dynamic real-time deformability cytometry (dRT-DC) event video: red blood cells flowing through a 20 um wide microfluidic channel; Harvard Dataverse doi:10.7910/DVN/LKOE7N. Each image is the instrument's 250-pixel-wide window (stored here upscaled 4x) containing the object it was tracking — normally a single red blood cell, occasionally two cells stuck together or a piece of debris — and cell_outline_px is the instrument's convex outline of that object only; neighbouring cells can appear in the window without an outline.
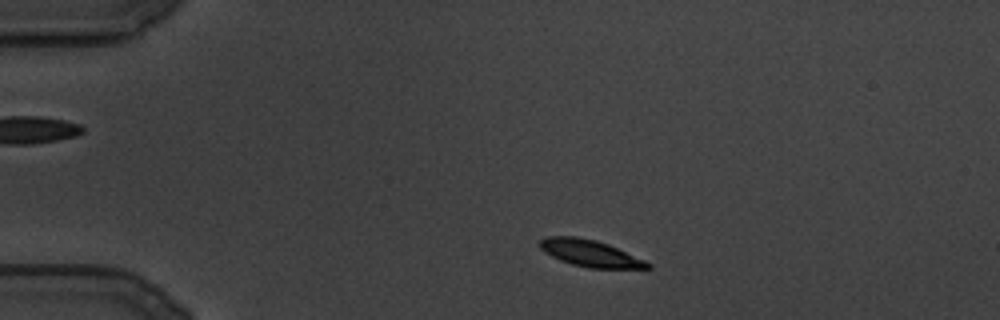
{"species": "common noctule bat (a hibernating species)", "species_latin": "Nyctalus noctula", "temperature_condition": "cold", "stored_images_in_passage": 106, "camera_frame_rate_fps": 3000, "um_per_image_px": 0.085, "animal": {"sex": "male", "body_mass_g": 19.5, "forearm_length_mm": 54.6}, "frame": {"image": 1, "passage_image": 8, "time_ms": 2.333, "image_size_px": [1000, 320], "cell_outline_px": [[652, 268], [588, 268], [572, 264], [560, 260], [544, 252], [540, 248], [540, 240], [548, 236], [576, 236], [596, 240], [608, 244], [644, 260], [652, 264]], "centroid_in_image_um": [50.15, 21.52], "position_along_channel_um": 34.9, "area_um2": 16.65}}
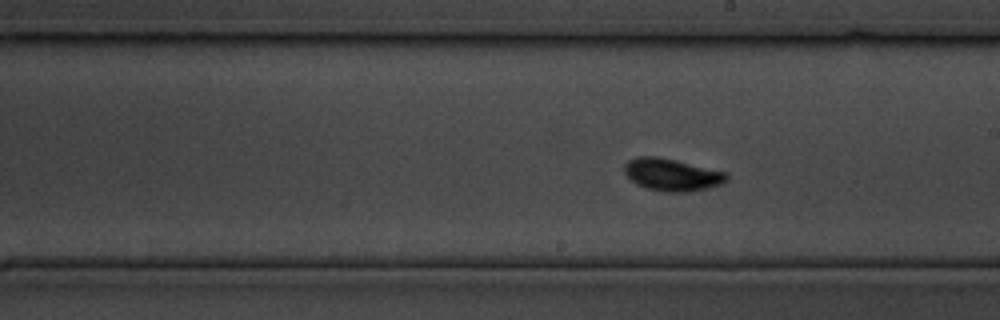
{"frame": {"image": 2, "passage_image": 53, "time_ms": 17.333, "image_size_px": [1000, 320], "cell_outline_px": [[728, 180], [720, 184], [688, 192], [664, 192], [648, 188], [636, 184], [624, 172], [624, 164], [628, 160], [636, 156], [656, 156], [676, 160], [728, 172]], "centroid_in_image_um": [57.11, 14.83], "position_along_channel_um": 231.9, "area_um2": 19.25}}
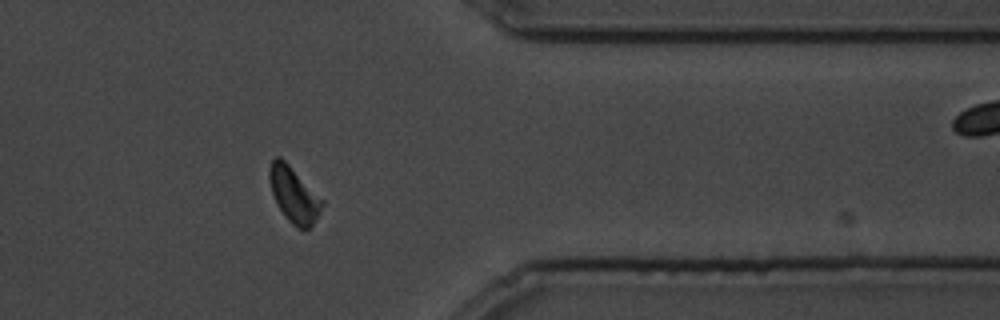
{"frame": {"image": 3, "passage_image": 83, "time_ms": 27.333, "image_size_px": [1000, 320], "cell_outline_px": [[324, 204], [320, 212], [312, 224], [308, 228], [296, 228], [284, 216], [272, 192], [268, 176], [268, 172], [272, 160], [276, 156], [280, 156], [324, 200]], "centroid_in_image_um": [24.98, 16.54], "position_along_channel_um": 386.4, "area_um2": 16.7}}